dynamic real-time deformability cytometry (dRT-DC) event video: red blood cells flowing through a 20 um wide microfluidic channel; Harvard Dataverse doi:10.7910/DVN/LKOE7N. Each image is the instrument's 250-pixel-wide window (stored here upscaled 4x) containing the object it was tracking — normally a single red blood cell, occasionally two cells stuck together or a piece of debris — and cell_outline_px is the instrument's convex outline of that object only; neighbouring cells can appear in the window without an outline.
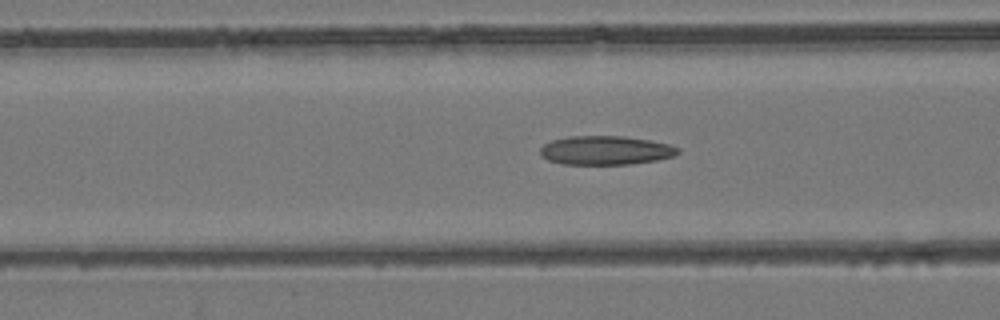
{"species": "common noctule bat (a hibernating species)", "species_latin": "Nyctalus noctula", "temperature_condition": "room temperature", "stored_images_in_passage": 44, "camera_frame_rate_fps": 3000, "um_per_image_px": 0.085, "animal": {"sex": "female", "body_mass_g": 24.6, "forearm_length_mm": 56.2}, "frame": {"image": 1, "passage_image": 20, "time_ms": 6.333, "image_size_px": [1000, 320], "cell_outline_px": [[680, 152], [676, 156], [656, 160], [632, 164], [560, 164], [548, 160], [540, 156], [540, 148], [544, 144], [552, 140], [568, 136], [624, 136], [648, 140], [668, 144], [680, 148]], "centroid_in_image_um": [51.47, 12.78], "position_along_channel_um": 115.1, "area_um2": 23.35}}
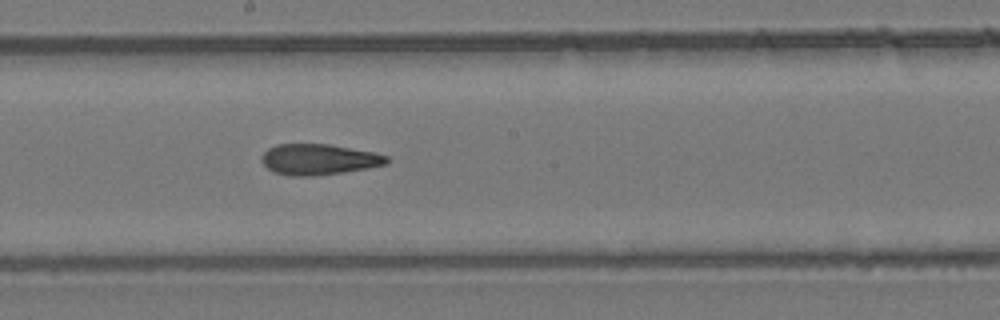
{"frame": {"image": 2, "passage_image": 28, "time_ms": 9.0, "image_size_px": [1000, 320], "cell_outline_px": [[388, 164], [368, 168], [344, 172], [312, 176], [288, 176], [272, 172], [260, 160], [260, 156], [268, 148], [276, 144], [328, 144], [376, 152], [388, 156]], "centroid_in_image_um": [27.08, 13.55], "position_along_channel_um": 221.1, "area_um2": 22.72}}
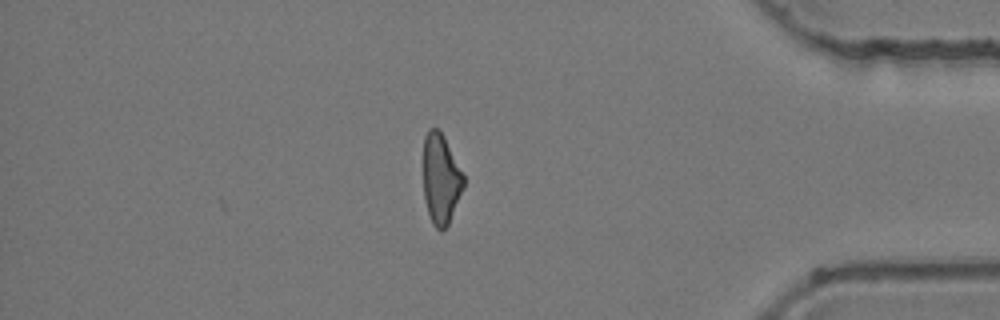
{"frame": {"image": 3, "passage_image": 44, "time_ms": 14.333, "image_size_px": [1000, 320], "cell_outline_px": [[464, 188], [448, 224], [440, 232], [432, 224], [424, 200], [424, 136], [428, 128], [440, 128], [464, 176]], "centroid_in_image_um": [37.47, 15.2], "position_along_channel_um": 397.7, "area_um2": 21.15}, "authors_computed_cell_mechanics": {"area_um2": 22.9466, "velocity_mm_per_s": 3.9579, "shape_relaxation_time_tau1_ms": null, "shape_relaxation_time_tau2_ms": 2.8654, "deformation_change_tau1": null, "deformation_change_tau2": 0.1303}}